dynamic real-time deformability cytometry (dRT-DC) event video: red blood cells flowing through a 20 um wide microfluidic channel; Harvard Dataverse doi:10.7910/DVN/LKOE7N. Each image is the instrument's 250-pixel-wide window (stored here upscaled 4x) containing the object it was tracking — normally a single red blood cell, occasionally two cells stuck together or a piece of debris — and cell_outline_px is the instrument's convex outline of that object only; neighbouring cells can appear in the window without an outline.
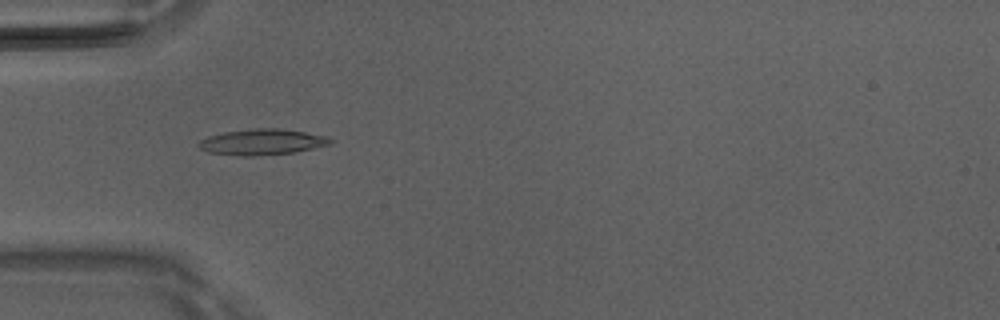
{"species": "Egyptian fruit bat (a non-hibernating species)", "species_latin": "Rousettus aegyptiacus", "temperature_condition": "room temperature", "stored_images_in_passage": 6, "camera_frame_rate_fps": 3000, "um_per_image_px": 0.085, "animal": {"sex": "male"}, "frame": {"image": 1, "passage_image": 4, "time_ms": 1.0, "image_size_px": [1000, 320], "cell_outline_px": [[336, 140], [332, 144], [296, 152], [256, 156], [240, 156], [208, 152], [200, 148], [196, 144], [200, 140], [208, 136], [224, 132], [256, 128], [280, 128], [328, 136]], "centroid_in_image_um": [22.32, 12.07], "position_along_channel_um": 62.7, "area_um2": 20.06}}